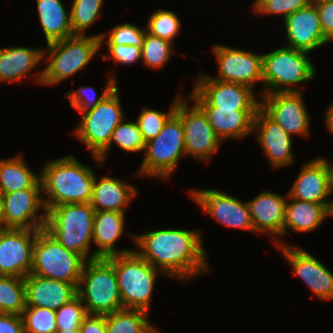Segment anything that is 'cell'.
<instances>
[{
	"label": "cell",
	"mask_w": 333,
	"mask_h": 333,
	"mask_svg": "<svg viewBox=\"0 0 333 333\" xmlns=\"http://www.w3.org/2000/svg\"><path fill=\"white\" fill-rule=\"evenodd\" d=\"M202 230L170 226L135 232L134 250L169 279L187 286L197 277L212 274Z\"/></svg>",
	"instance_id": "1"
},
{
	"label": "cell",
	"mask_w": 333,
	"mask_h": 333,
	"mask_svg": "<svg viewBox=\"0 0 333 333\" xmlns=\"http://www.w3.org/2000/svg\"><path fill=\"white\" fill-rule=\"evenodd\" d=\"M40 169L46 211L61 204L90 203L96 170L75 154L47 160Z\"/></svg>",
	"instance_id": "2"
},
{
	"label": "cell",
	"mask_w": 333,
	"mask_h": 333,
	"mask_svg": "<svg viewBox=\"0 0 333 333\" xmlns=\"http://www.w3.org/2000/svg\"><path fill=\"white\" fill-rule=\"evenodd\" d=\"M44 47L43 79L41 86L59 85L70 79L101 56L100 38L96 34L74 35L49 43Z\"/></svg>",
	"instance_id": "3"
},
{
	"label": "cell",
	"mask_w": 333,
	"mask_h": 333,
	"mask_svg": "<svg viewBox=\"0 0 333 333\" xmlns=\"http://www.w3.org/2000/svg\"><path fill=\"white\" fill-rule=\"evenodd\" d=\"M309 55L285 45L262 53L263 94L303 92L305 82L316 80L318 75L315 61Z\"/></svg>",
	"instance_id": "4"
},
{
	"label": "cell",
	"mask_w": 333,
	"mask_h": 333,
	"mask_svg": "<svg viewBox=\"0 0 333 333\" xmlns=\"http://www.w3.org/2000/svg\"><path fill=\"white\" fill-rule=\"evenodd\" d=\"M143 159L131 177L169 182L186 158L181 119L174 113L159 134L146 142Z\"/></svg>",
	"instance_id": "5"
},
{
	"label": "cell",
	"mask_w": 333,
	"mask_h": 333,
	"mask_svg": "<svg viewBox=\"0 0 333 333\" xmlns=\"http://www.w3.org/2000/svg\"><path fill=\"white\" fill-rule=\"evenodd\" d=\"M94 212L90 203L54 206L47 210L44 229L69 251L92 260Z\"/></svg>",
	"instance_id": "6"
},
{
	"label": "cell",
	"mask_w": 333,
	"mask_h": 333,
	"mask_svg": "<svg viewBox=\"0 0 333 333\" xmlns=\"http://www.w3.org/2000/svg\"><path fill=\"white\" fill-rule=\"evenodd\" d=\"M119 87H115L94 108L80 112L78 124L71 132L90 153L95 167L104 166L97 156L109 145L114 129L127 116Z\"/></svg>",
	"instance_id": "7"
},
{
	"label": "cell",
	"mask_w": 333,
	"mask_h": 333,
	"mask_svg": "<svg viewBox=\"0 0 333 333\" xmlns=\"http://www.w3.org/2000/svg\"><path fill=\"white\" fill-rule=\"evenodd\" d=\"M108 258L114 264L123 308L141 309L151 313L157 280L159 276L166 279L168 277L135 250Z\"/></svg>",
	"instance_id": "8"
},
{
	"label": "cell",
	"mask_w": 333,
	"mask_h": 333,
	"mask_svg": "<svg viewBox=\"0 0 333 333\" xmlns=\"http://www.w3.org/2000/svg\"><path fill=\"white\" fill-rule=\"evenodd\" d=\"M77 295L90 315H108L123 308L114 264L109 258L86 261Z\"/></svg>",
	"instance_id": "9"
},
{
	"label": "cell",
	"mask_w": 333,
	"mask_h": 333,
	"mask_svg": "<svg viewBox=\"0 0 333 333\" xmlns=\"http://www.w3.org/2000/svg\"><path fill=\"white\" fill-rule=\"evenodd\" d=\"M175 114L183 126L186 159L209 165L224 143L209 124L206 113L186 93L178 100Z\"/></svg>",
	"instance_id": "10"
},
{
	"label": "cell",
	"mask_w": 333,
	"mask_h": 333,
	"mask_svg": "<svg viewBox=\"0 0 333 333\" xmlns=\"http://www.w3.org/2000/svg\"><path fill=\"white\" fill-rule=\"evenodd\" d=\"M86 261L82 255L66 249L43 228L37 232L30 274L79 283Z\"/></svg>",
	"instance_id": "11"
},
{
	"label": "cell",
	"mask_w": 333,
	"mask_h": 333,
	"mask_svg": "<svg viewBox=\"0 0 333 333\" xmlns=\"http://www.w3.org/2000/svg\"><path fill=\"white\" fill-rule=\"evenodd\" d=\"M210 49L217 67L216 75L206 73L211 79L243 84L255 90L260 96L263 95L261 52L256 53L254 50L252 52L220 42L210 46Z\"/></svg>",
	"instance_id": "12"
},
{
	"label": "cell",
	"mask_w": 333,
	"mask_h": 333,
	"mask_svg": "<svg viewBox=\"0 0 333 333\" xmlns=\"http://www.w3.org/2000/svg\"><path fill=\"white\" fill-rule=\"evenodd\" d=\"M188 198L202 214L218 225L231 230H244L255 234L247 201H243L224 190L215 188H191Z\"/></svg>",
	"instance_id": "13"
},
{
	"label": "cell",
	"mask_w": 333,
	"mask_h": 333,
	"mask_svg": "<svg viewBox=\"0 0 333 333\" xmlns=\"http://www.w3.org/2000/svg\"><path fill=\"white\" fill-rule=\"evenodd\" d=\"M192 82L193 88L187 94L200 107H219L220 109L260 108L261 96L246 85L211 79L204 71H199Z\"/></svg>",
	"instance_id": "14"
},
{
	"label": "cell",
	"mask_w": 333,
	"mask_h": 333,
	"mask_svg": "<svg viewBox=\"0 0 333 333\" xmlns=\"http://www.w3.org/2000/svg\"><path fill=\"white\" fill-rule=\"evenodd\" d=\"M291 275L297 276L311 291V298L323 302L333 301V271L313 252L305 250L300 244L277 247Z\"/></svg>",
	"instance_id": "15"
},
{
	"label": "cell",
	"mask_w": 333,
	"mask_h": 333,
	"mask_svg": "<svg viewBox=\"0 0 333 333\" xmlns=\"http://www.w3.org/2000/svg\"><path fill=\"white\" fill-rule=\"evenodd\" d=\"M304 96L303 92L263 94L260 108L293 138L299 136L309 139L312 119Z\"/></svg>",
	"instance_id": "16"
},
{
	"label": "cell",
	"mask_w": 333,
	"mask_h": 333,
	"mask_svg": "<svg viewBox=\"0 0 333 333\" xmlns=\"http://www.w3.org/2000/svg\"><path fill=\"white\" fill-rule=\"evenodd\" d=\"M252 136L262 149L272 171L288 168L297 160L293 150L294 138L261 108L257 110L254 118Z\"/></svg>",
	"instance_id": "17"
},
{
	"label": "cell",
	"mask_w": 333,
	"mask_h": 333,
	"mask_svg": "<svg viewBox=\"0 0 333 333\" xmlns=\"http://www.w3.org/2000/svg\"><path fill=\"white\" fill-rule=\"evenodd\" d=\"M287 197L288 193L263 189L247 201L255 233L269 236L274 248L284 246Z\"/></svg>",
	"instance_id": "18"
},
{
	"label": "cell",
	"mask_w": 333,
	"mask_h": 333,
	"mask_svg": "<svg viewBox=\"0 0 333 333\" xmlns=\"http://www.w3.org/2000/svg\"><path fill=\"white\" fill-rule=\"evenodd\" d=\"M0 197L5 228L40 230L45 227L47 211L42 189H24Z\"/></svg>",
	"instance_id": "19"
},
{
	"label": "cell",
	"mask_w": 333,
	"mask_h": 333,
	"mask_svg": "<svg viewBox=\"0 0 333 333\" xmlns=\"http://www.w3.org/2000/svg\"><path fill=\"white\" fill-rule=\"evenodd\" d=\"M38 230H0V275L25 278L31 273Z\"/></svg>",
	"instance_id": "20"
},
{
	"label": "cell",
	"mask_w": 333,
	"mask_h": 333,
	"mask_svg": "<svg viewBox=\"0 0 333 333\" xmlns=\"http://www.w3.org/2000/svg\"><path fill=\"white\" fill-rule=\"evenodd\" d=\"M44 46L6 45L0 48V84L22 83L26 79L41 85ZM41 67L40 69L38 68Z\"/></svg>",
	"instance_id": "21"
},
{
	"label": "cell",
	"mask_w": 333,
	"mask_h": 333,
	"mask_svg": "<svg viewBox=\"0 0 333 333\" xmlns=\"http://www.w3.org/2000/svg\"><path fill=\"white\" fill-rule=\"evenodd\" d=\"M281 25L284 29L281 36L285 38L281 40L287 47L314 53L331 43L323 34L319 13L313 2L291 13Z\"/></svg>",
	"instance_id": "22"
},
{
	"label": "cell",
	"mask_w": 333,
	"mask_h": 333,
	"mask_svg": "<svg viewBox=\"0 0 333 333\" xmlns=\"http://www.w3.org/2000/svg\"><path fill=\"white\" fill-rule=\"evenodd\" d=\"M288 190L291 198L318 204H328L331 169L325 156L304 161Z\"/></svg>",
	"instance_id": "23"
},
{
	"label": "cell",
	"mask_w": 333,
	"mask_h": 333,
	"mask_svg": "<svg viewBox=\"0 0 333 333\" xmlns=\"http://www.w3.org/2000/svg\"><path fill=\"white\" fill-rule=\"evenodd\" d=\"M126 213L116 211H95L93 219V247L94 259L126 254L134 250L133 247L118 248L117 242L127 235L131 244L135 245V233H127ZM126 229V230H125Z\"/></svg>",
	"instance_id": "24"
},
{
	"label": "cell",
	"mask_w": 333,
	"mask_h": 333,
	"mask_svg": "<svg viewBox=\"0 0 333 333\" xmlns=\"http://www.w3.org/2000/svg\"><path fill=\"white\" fill-rule=\"evenodd\" d=\"M111 175L103 174L99 178L96 172L90 205L95 211L127 213L133 200L139 196L138 189L133 182Z\"/></svg>",
	"instance_id": "25"
},
{
	"label": "cell",
	"mask_w": 333,
	"mask_h": 333,
	"mask_svg": "<svg viewBox=\"0 0 333 333\" xmlns=\"http://www.w3.org/2000/svg\"><path fill=\"white\" fill-rule=\"evenodd\" d=\"M78 284L29 274L25 277L26 306L56 311L77 296Z\"/></svg>",
	"instance_id": "26"
},
{
	"label": "cell",
	"mask_w": 333,
	"mask_h": 333,
	"mask_svg": "<svg viewBox=\"0 0 333 333\" xmlns=\"http://www.w3.org/2000/svg\"><path fill=\"white\" fill-rule=\"evenodd\" d=\"M201 108L206 113L214 132L223 143L231 140L242 141L252 135L254 118L258 109Z\"/></svg>",
	"instance_id": "27"
},
{
	"label": "cell",
	"mask_w": 333,
	"mask_h": 333,
	"mask_svg": "<svg viewBox=\"0 0 333 333\" xmlns=\"http://www.w3.org/2000/svg\"><path fill=\"white\" fill-rule=\"evenodd\" d=\"M327 204L301 201L287 197L286 222L284 227V246L293 245L288 241V235L309 234L315 232L328 220ZM292 231V233H290ZM287 239V240H286Z\"/></svg>",
	"instance_id": "28"
},
{
	"label": "cell",
	"mask_w": 333,
	"mask_h": 333,
	"mask_svg": "<svg viewBox=\"0 0 333 333\" xmlns=\"http://www.w3.org/2000/svg\"><path fill=\"white\" fill-rule=\"evenodd\" d=\"M35 7L46 45L74 36L70 7L63 0H36Z\"/></svg>",
	"instance_id": "29"
},
{
	"label": "cell",
	"mask_w": 333,
	"mask_h": 333,
	"mask_svg": "<svg viewBox=\"0 0 333 333\" xmlns=\"http://www.w3.org/2000/svg\"><path fill=\"white\" fill-rule=\"evenodd\" d=\"M22 154L18 152L11 157L0 158V195L24 189H42L40 172L34 171Z\"/></svg>",
	"instance_id": "30"
},
{
	"label": "cell",
	"mask_w": 333,
	"mask_h": 333,
	"mask_svg": "<svg viewBox=\"0 0 333 333\" xmlns=\"http://www.w3.org/2000/svg\"><path fill=\"white\" fill-rule=\"evenodd\" d=\"M149 317L150 313L141 309H119L106 315L107 333H155L159 327Z\"/></svg>",
	"instance_id": "31"
},
{
	"label": "cell",
	"mask_w": 333,
	"mask_h": 333,
	"mask_svg": "<svg viewBox=\"0 0 333 333\" xmlns=\"http://www.w3.org/2000/svg\"><path fill=\"white\" fill-rule=\"evenodd\" d=\"M146 142L143 140L141 131L136 120H131L127 116L114 129L109 145L97 156L106 165L111 148L117 147L128 154H143ZM110 152V153H109Z\"/></svg>",
	"instance_id": "32"
},
{
	"label": "cell",
	"mask_w": 333,
	"mask_h": 333,
	"mask_svg": "<svg viewBox=\"0 0 333 333\" xmlns=\"http://www.w3.org/2000/svg\"><path fill=\"white\" fill-rule=\"evenodd\" d=\"M70 2V22L74 35H88L87 31L102 18L106 0H70Z\"/></svg>",
	"instance_id": "33"
},
{
	"label": "cell",
	"mask_w": 333,
	"mask_h": 333,
	"mask_svg": "<svg viewBox=\"0 0 333 333\" xmlns=\"http://www.w3.org/2000/svg\"><path fill=\"white\" fill-rule=\"evenodd\" d=\"M179 17L178 13L176 14L173 10L157 7L147 17L146 32L174 44L183 29V24Z\"/></svg>",
	"instance_id": "34"
},
{
	"label": "cell",
	"mask_w": 333,
	"mask_h": 333,
	"mask_svg": "<svg viewBox=\"0 0 333 333\" xmlns=\"http://www.w3.org/2000/svg\"><path fill=\"white\" fill-rule=\"evenodd\" d=\"M25 308V278L0 275V313L22 315Z\"/></svg>",
	"instance_id": "35"
},
{
	"label": "cell",
	"mask_w": 333,
	"mask_h": 333,
	"mask_svg": "<svg viewBox=\"0 0 333 333\" xmlns=\"http://www.w3.org/2000/svg\"><path fill=\"white\" fill-rule=\"evenodd\" d=\"M183 95L181 90L177 92L166 112L158 108L153 109L147 105L141 108V111L137 114L136 122L145 142L159 134L167 120L175 113L177 102Z\"/></svg>",
	"instance_id": "36"
},
{
	"label": "cell",
	"mask_w": 333,
	"mask_h": 333,
	"mask_svg": "<svg viewBox=\"0 0 333 333\" xmlns=\"http://www.w3.org/2000/svg\"><path fill=\"white\" fill-rule=\"evenodd\" d=\"M175 44L168 42L160 37L153 36L146 32L143 45L141 47V65L160 70L165 68L176 55ZM165 66V67H164Z\"/></svg>",
	"instance_id": "37"
},
{
	"label": "cell",
	"mask_w": 333,
	"mask_h": 333,
	"mask_svg": "<svg viewBox=\"0 0 333 333\" xmlns=\"http://www.w3.org/2000/svg\"><path fill=\"white\" fill-rule=\"evenodd\" d=\"M107 79L103 86L101 87V93L98 95V91L92 86H80L78 89H69L65 91L64 97L68 99L69 105L74 111L78 113L85 110H89L97 106L115 87L119 85L113 78L108 74Z\"/></svg>",
	"instance_id": "38"
},
{
	"label": "cell",
	"mask_w": 333,
	"mask_h": 333,
	"mask_svg": "<svg viewBox=\"0 0 333 333\" xmlns=\"http://www.w3.org/2000/svg\"><path fill=\"white\" fill-rule=\"evenodd\" d=\"M146 35L145 26L136 23L120 22L108 30L96 33L100 38V45H133L142 46Z\"/></svg>",
	"instance_id": "39"
},
{
	"label": "cell",
	"mask_w": 333,
	"mask_h": 333,
	"mask_svg": "<svg viewBox=\"0 0 333 333\" xmlns=\"http://www.w3.org/2000/svg\"><path fill=\"white\" fill-rule=\"evenodd\" d=\"M311 0H253L250 11L256 17H279L283 22L291 13L308 6ZM281 18V19H280Z\"/></svg>",
	"instance_id": "40"
},
{
	"label": "cell",
	"mask_w": 333,
	"mask_h": 333,
	"mask_svg": "<svg viewBox=\"0 0 333 333\" xmlns=\"http://www.w3.org/2000/svg\"><path fill=\"white\" fill-rule=\"evenodd\" d=\"M24 333H55L56 313L44 307L26 306L22 313Z\"/></svg>",
	"instance_id": "41"
},
{
	"label": "cell",
	"mask_w": 333,
	"mask_h": 333,
	"mask_svg": "<svg viewBox=\"0 0 333 333\" xmlns=\"http://www.w3.org/2000/svg\"><path fill=\"white\" fill-rule=\"evenodd\" d=\"M106 46V47H105ZM101 46V49H104L108 51L105 53L101 52V58L104 61H112L114 64L115 69L112 68V70H107V74L113 78L116 82H118V71L117 65L119 66H133L139 62H141V47L142 46H133V45H105ZM116 66V67H115Z\"/></svg>",
	"instance_id": "42"
},
{
	"label": "cell",
	"mask_w": 333,
	"mask_h": 333,
	"mask_svg": "<svg viewBox=\"0 0 333 333\" xmlns=\"http://www.w3.org/2000/svg\"><path fill=\"white\" fill-rule=\"evenodd\" d=\"M57 330L79 329L84 318L88 315L80 297L77 295L55 311Z\"/></svg>",
	"instance_id": "43"
},
{
	"label": "cell",
	"mask_w": 333,
	"mask_h": 333,
	"mask_svg": "<svg viewBox=\"0 0 333 333\" xmlns=\"http://www.w3.org/2000/svg\"><path fill=\"white\" fill-rule=\"evenodd\" d=\"M319 13L320 24L324 36L333 42V0L313 2Z\"/></svg>",
	"instance_id": "44"
},
{
	"label": "cell",
	"mask_w": 333,
	"mask_h": 333,
	"mask_svg": "<svg viewBox=\"0 0 333 333\" xmlns=\"http://www.w3.org/2000/svg\"><path fill=\"white\" fill-rule=\"evenodd\" d=\"M0 333H24L22 315L0 313Z\"/></svg>",
	"instance_id": "45"
},
{
	"label": "cell",
	"mask_w": 333,
	"mask_h": 333,
	"mask_svg": "<svg viewBox=\"0 0 333 333\" xmlns=\"http://www.w3.org/2000/svg\"><path fill=\"white\" fill-rule=\"evenodd\" d=\"M80 333H107L106 315L88 314L79 327Z\"/></svg>",
	"instance_id": "46"
},
{
	"label": "cell",
	"mask_w": 333,
	"mask_h": 333,
	"mask_svg": "<svg viewBox=\"0 0 333 333\" xmlns=\"http://www.w3.org/2000/svg\"><path fill=\"white\" fill-rule=\"evenodd\" d=\"M323 114L324 116L322 121L324 123L323 125L325 126L324 130L327 129V132H329L328 134H330L333 138V101L328 103Z\"/></svg>",
	"instance_id": "47"
},
{
	"label": "cell",
	"mask_w": 333,
	"mask_h": 333,
	"mask_svg": "<svg viewBox=\"0 0 333 333\" xmlns=\"http://www.w3.org/2000/svg\"><path fill=\"white\" fill-rule=\"evenodd\" d=\"M329 197H331V199L329 198L328 200V204H327V217L328 218H333V185L331 184L330 187V193H329Z\"/></svg>",
	"instance_id": "48"
},
{
	"label": "cell",
	"mask_w": 333,
	"mask_h": 333,
	"mask_svg": "<svg viewBox=\"0 0 333 333\" xmlns=\"http://www.w3.org/2000/svg\"><path fill=\"white\" fill-rule=\"evenodd\" d=\"M5 229L4 227V220H3V215H2V201L0 197V230Z\"/></svg>",
	"instance_id": "49"
},
{
	"label": "cell",
	"mask_w": 333,
	"mask_h": 333,
	"mask_svg": "<svg viewBox=\"0 0 333 333\" xmlns=\"http://www.w3.org/2000/svg\"><path fill=\"white\" fill-rule=\"evenodd\" d=\"M326 159H327L330 169H331V181H332V185H333V161H332L333 159L330 160V157L329 158L327 157Z\"/></svg>",
	"instance_id": "50"
},
{
	"label": "cell",
	"mask_w": 333,
	"mask_h": 333,
	"mask_svg": "<svg viewBox=\"0 0 333 333\" xmlns=\"http://www.w3.org/2000/svg\"><path fill=\"white\" fill-rule=\"evenodd\" d=\"M55 333H80V332L79 329H75V330H66V331L57 330Z\"/></svg>",
	"instance_id": "51"
},
{
	"label": "cell",
	"mask_w": 333,
	"mask_h": 333,
	"mask_svg": "<svg viewBox=\"0 0 333 333\" xmlns=\"http://www.w3.org/2000/svg\"><path fill=\"white\" fill-rule=\"evenodd\" d=\"M161 329L159 328L155 333H160L161 331H160Z\"/></svg>",
	"instance_id": "52"
}]
</instances>
